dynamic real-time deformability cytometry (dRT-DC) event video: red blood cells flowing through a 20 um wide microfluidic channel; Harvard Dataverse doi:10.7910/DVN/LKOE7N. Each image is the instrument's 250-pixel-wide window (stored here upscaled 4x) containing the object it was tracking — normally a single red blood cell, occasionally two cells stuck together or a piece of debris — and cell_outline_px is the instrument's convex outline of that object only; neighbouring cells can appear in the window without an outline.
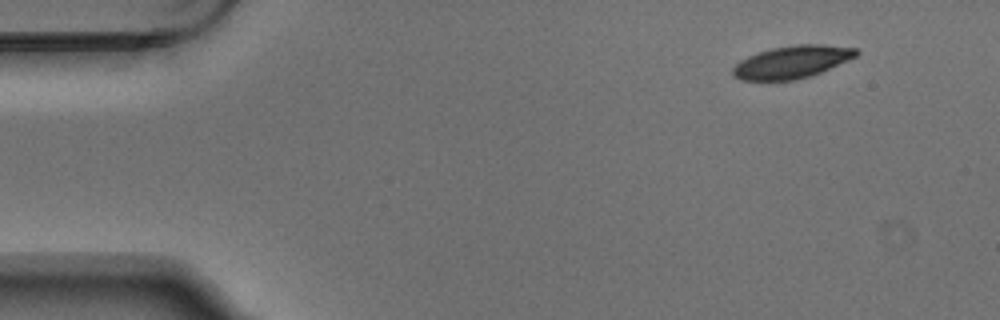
{"species": "Egyptian fruit bat (a non-hibernating species)", "species_latin": "Rousettus aegyptiacus", "temperature_condition": "warm", "stored_images_in_passage": 4, "camera_frame_rate_fps": 3000, "um_per_image_px": 0.085, "animal": {"sex": "male"}, "frame": {"image": 1, "passage_image": 1, "time_ms": 0.0, "image_size_px": [1000, 320], "cell_outline_px": [[860, 52], [856, 56], [848, 60], [812, 76], [796, 80], [740, 80], [732, 76], [732, 68], [740, 60], [756, 52], [772, 48], [796, 44], [820, 44], [856, 48]], "centroid_in_image_um": [67.29, 5.27], "position_along_channel_um": 17.7, "area_um2": 23.52}}
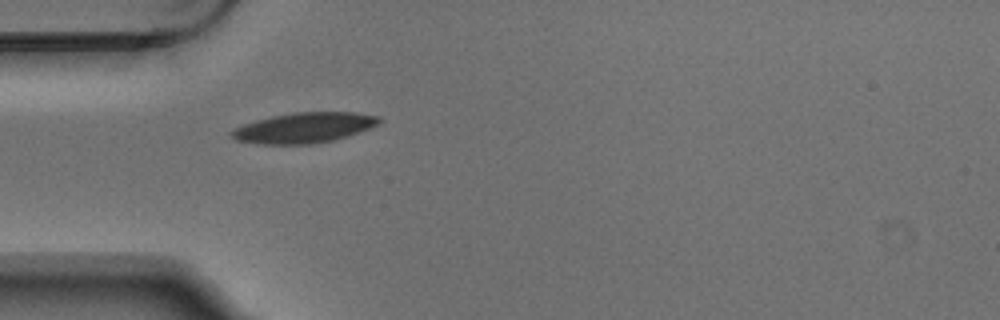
{"frame": {"image": 2, "passage_image": 4, "time_ms": 1.0, "image_size_px": [1000, 320], "cell_outline_px": [[380, 124], [332, 140], [312, 144], [264, 144], [236, 140], [228, 132], [244, 124], [256, 120], [272, 116], [292, 112], [356, 112], [380, 116]], "centroid_in_image_um": [25.84, 10.84], "position_along_channel_um": 59.2, "area_um2": 25.78}}